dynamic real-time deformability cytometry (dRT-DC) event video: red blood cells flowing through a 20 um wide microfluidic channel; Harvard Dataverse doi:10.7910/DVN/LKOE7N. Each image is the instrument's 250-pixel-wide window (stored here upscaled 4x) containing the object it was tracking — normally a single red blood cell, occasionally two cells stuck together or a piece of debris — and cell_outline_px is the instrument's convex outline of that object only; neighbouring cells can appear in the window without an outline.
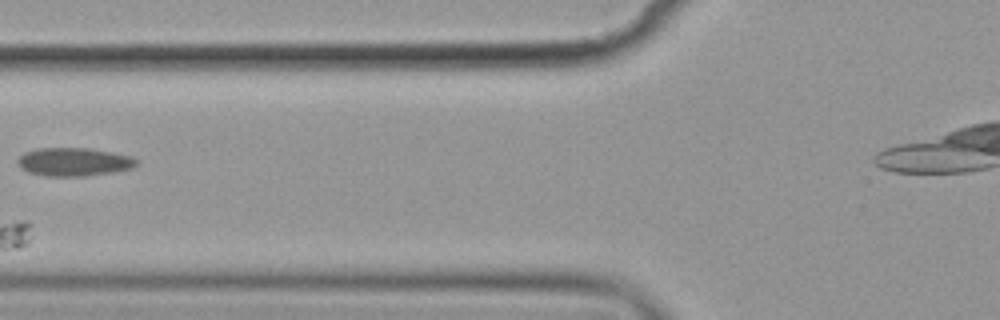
{"species": "common noctule bat (a hibernating species)", "species_latin": "Nyctalus noctula", "temperature_condition": "cold", "stored_images_in_passage": 6, "camera_frame_rate_fps": 3000, "um_per_image_px": 0.085, "animal": {"sex": "female", "body_mass_g": 19.9}, "frame": {"image": 1, "passage_image": 4, "time_ms": 3.667, "image_size_px": [1000, 320], "cell_outline_px": [[136, 164], [132, 168], [112, 172], [84, 176], [48, 176], [28, 172], [20, 168], [16, 164], [16, 160], [24, 152], [36, 148], [88, 148], [112, 152], [132, 156], [136, 160]], "centroid_in_image_um": [6.22, 13.75], "position_along_channel_um": 119.6, "area_um2": 19.65}}